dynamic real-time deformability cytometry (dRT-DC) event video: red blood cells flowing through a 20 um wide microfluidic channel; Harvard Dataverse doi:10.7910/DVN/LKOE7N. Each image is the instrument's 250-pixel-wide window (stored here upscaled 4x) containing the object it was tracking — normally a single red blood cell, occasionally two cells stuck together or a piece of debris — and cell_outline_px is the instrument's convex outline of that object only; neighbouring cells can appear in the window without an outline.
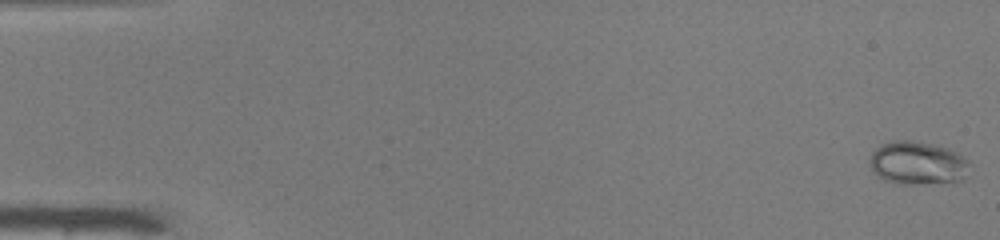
{"species": "common noctule bat (a hibernating species)", "species_latin": "Nyctalus noctula", "temperature_condition": "warm", "stored_images_in_passage": 49, "camera_frame_rate_fps": 3000, "um_per_image_px": 0.085, "animal": {"sex": "male", "body_mass_g": 19.0, "forearm_length_mm": 50.8}, "frame": {"image": 1, "passage_image": 1, "time_ms": 0.0, "image_size_px": [1000, 240], "cell_outline_px": [[968, 160], [964, 176], [960, 180], [916, 184], [900, 184], [884, 180], [876, 176], [872, 172], [868, 160], [872, 152], [880, 144], [892, 140], [912, 140], [932, 144], [948, 148], [964, 156]], "centroid_in_image_um": [77.9, 13.84], "position_along_channel_um": 7.1, "area_um2": 25.14}}
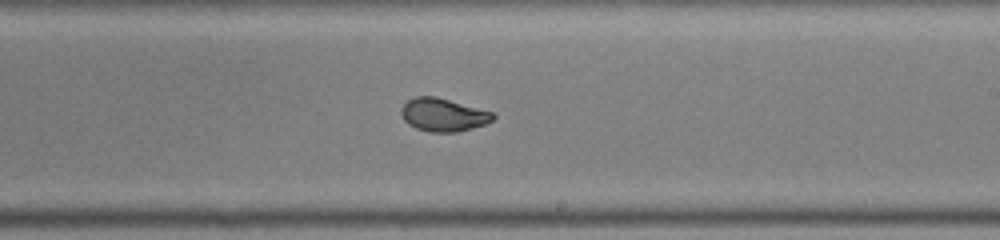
{"frame": {"image": 2, "passage_image": 30, "time_ms": 9.667, "image_size_px": [1000, 240], "cell_outline_px": [[496, 116], [492, 120], [484, 124], [456, 132], [428, 132], [416, 128], [408, 124], [404, 120], [400, 112], [400, 108], [408, 100], [416, 96], [436, 96], [492, 112]], "centroid_in_image_um": [37.63, 9.75], "position_along_channel_um": 251.4, "area_um2": 17.57}}
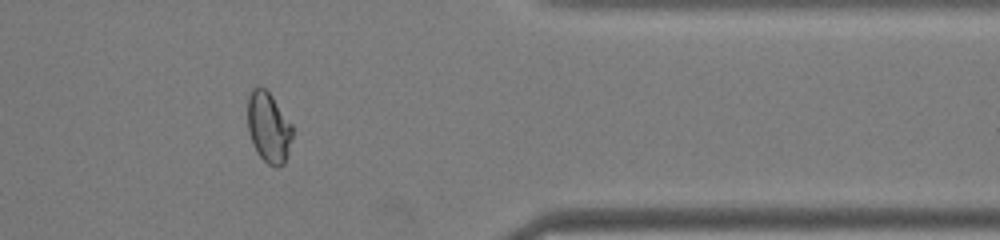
{"frame": {"image": 3, "passage_image": 41, "time_ms": 13.333, "image_size_px": [1000, 240], "cell_outline_px": [[292, 136], [288, 156], [284, 164], [276, 168], [268, 164], [256, 152], [248, 132], [248, 96], [252, 88], [264, 88], [272, 96], [292, 124]], "centroid_in_image_um": [22.84, 10.86], "position_along_channel_um": 388.6, "area_um2": 18.44}, "authors_computed_cell_mechanics": {"area_um2": 18.785, "velocity_mm_per_s": 4.153, "shape_relaxation_time_tau1_ms": 4.5881, "shape_relaxation_time_tau2_ms": null, "deformation_change_tau1": 0.1576, "deformation_change_tau2": null}}